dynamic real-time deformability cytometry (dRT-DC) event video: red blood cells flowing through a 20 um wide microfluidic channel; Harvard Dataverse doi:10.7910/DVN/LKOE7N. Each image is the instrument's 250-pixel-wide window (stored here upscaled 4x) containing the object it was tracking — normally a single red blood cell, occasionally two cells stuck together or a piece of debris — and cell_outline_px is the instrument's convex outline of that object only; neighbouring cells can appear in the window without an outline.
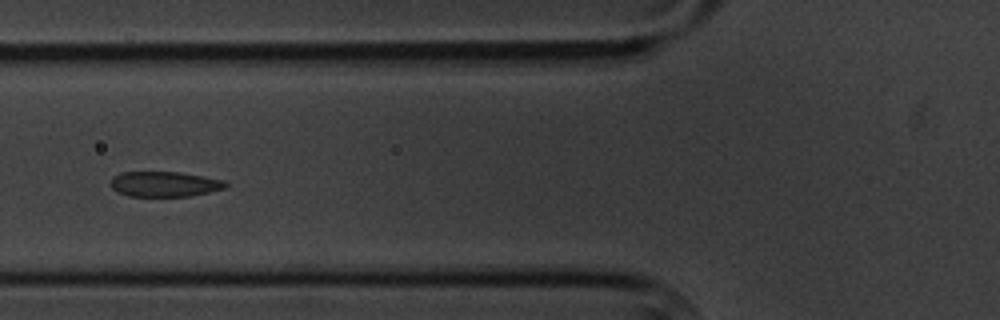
{"species": "common noctule bat (a hibernating species)", "species_latin": "Nyctalus noctula", "temperature_condition": "cold", "stored_images_in_passage": 10, "camera_frame_rate_fps": 3000, "um_per_image_px": 0.085, "animal": {"sex": "male", "body_mass_g": 20.1, "forearm_length_mm": 53.5}, "frame": {"image": 1, "passage_image": 7, "time_ms": 7.0, "image_size_px": [1000, 320], "cell_outline_px": [[228, 184], [224, 188], [208, 192], [188, 196], [128, 196], [116, 192], [108, 184], [112, 176], [120, 172], [180, 172], [204, 176], [224, 180]], "centroid_in_image_um": [13.91, 15.64], "position_along_channel_um": 111.9, "area_um2": 17.05}}
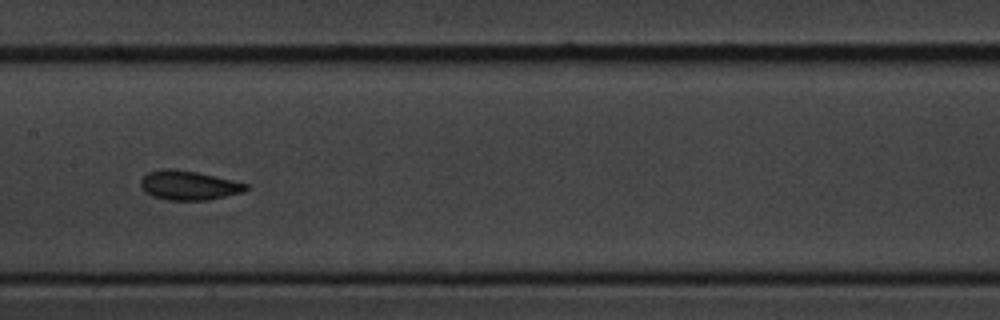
{"frame": {"image": 2, "passage_image": 9, "time_ms": 9.333, "image_size_px": [1000, 320], "cell_outline_px": [[248, 188], [244, 192], [208, 200], [168, 200], [152, 196], [144, 192], [140, 184], [140, 180], [148, 172], [160, 168], [172, 168], [196, 172], [216, 176], [248, 184]], "centroid_in_image_um": [16.02, 15.75], "position_along_channel_um": 191.4, "area_um2": 18.09}}
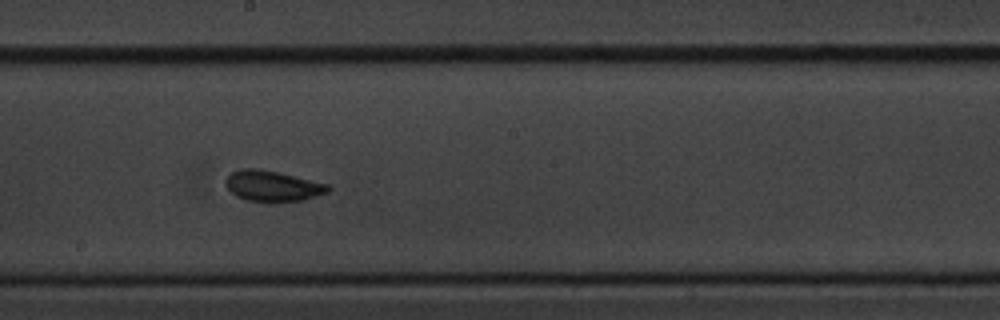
{"frame": {"image": 3, "passage_image": 10, "time_ms": 10.333, "image_size_px": [1000, 320], "cell_outline_px": [[332, 188], [328, 192], [304, 200], [276, 204], [268, 204], [248, 200], [236, 196], [224, 184], [224, 180], [232, 172], [240, 168], [260, 168], [328, 184]], "centroid_in_image_um": [23.16, 15.84], "position_along_channel_um": 225.0, "area_um2": 18.84}}